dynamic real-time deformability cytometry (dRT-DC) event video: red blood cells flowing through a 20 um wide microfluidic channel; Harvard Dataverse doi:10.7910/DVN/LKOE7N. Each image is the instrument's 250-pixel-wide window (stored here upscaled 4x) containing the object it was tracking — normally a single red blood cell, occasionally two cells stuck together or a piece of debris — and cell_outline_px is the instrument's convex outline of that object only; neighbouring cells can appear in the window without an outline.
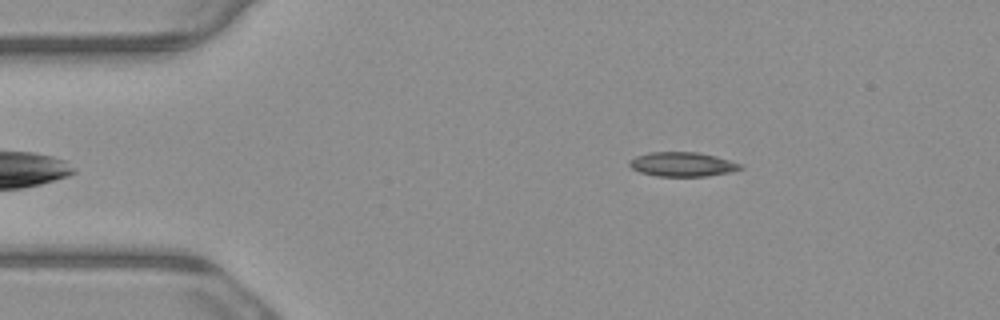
{"species": "common noctule bat (a hibernating species)", "species_latin": "Nyctalus noctula", "temperature_condition": "warm", "stored_images_in_passage": 4, "camera_frame_rate_fps": 3000, "um_per_image_px": 0.085, "animal": {"sex": "male", "body_mass_g": 23.1, "forearm_length_mm": 52.7}, "frame": {"image": 1, "passage_image": 1, "time_ms": 0.0, "image_size_px": [1000, 320], "cell_outline_px": [[744, 168], [732, 172], [708, 176], [656, 176], [640, 172], [632, 168], [628, 164], [628, 160], [636, 156], [648, 152], [696, 152], [716, 156], [744, 164]], "centroid_in_image_um": [58.03, 13.96], "position_along_channel_um": 27.0, "area_um2": 15.95}}
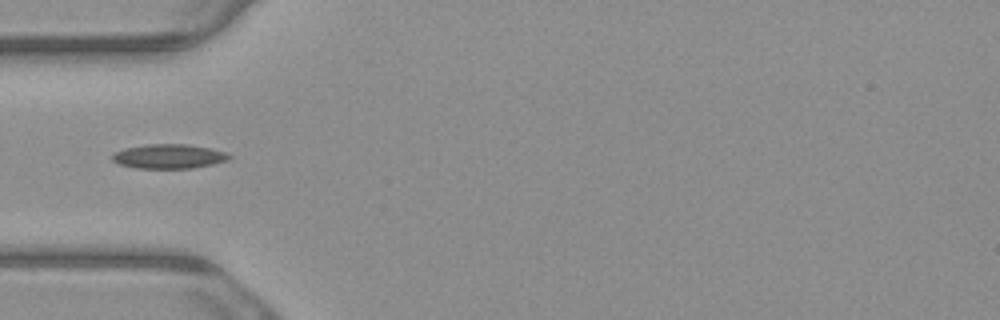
{"frame": {"image": 2, "passage_image": 3, "time_ms": 0.667, "image_size_px": [1000, 320], "cell_outline_px": [[232, 156], [228, 160], [212, 164], [192, 168], [136, 168], [120, 164], [112, 160], [112, 152], [124, 148], [148, 144], [188, 144], [212, 148], [228, 152]], "centroid_in_image_um": [14.37, 13.28], "position_along_channel_um": 70.6, "area_um2": 16.76}}
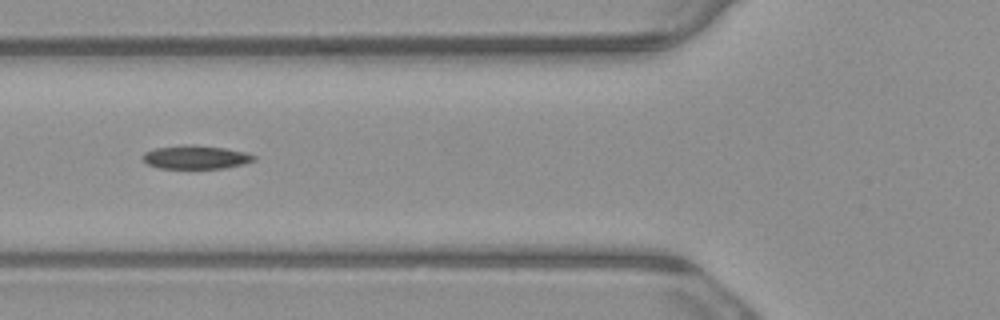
{"frame": {"image": 3, "passage_image": 4, "time_ms": 1.0, "image_size_px": [1000, 320], "cell_outline_px": [[256, 160], [244, 164], [224, 168], [156, 168], [148, 164], [140, 156], [144, 152], [156, 148], [188, 144], [192, 144], [224, 148], [244, 152], [256, 156]], "centroid_in_image_um": [16.63, 13.36], "position_along_channel_um": 109.2, "area_um2": 15.26}}